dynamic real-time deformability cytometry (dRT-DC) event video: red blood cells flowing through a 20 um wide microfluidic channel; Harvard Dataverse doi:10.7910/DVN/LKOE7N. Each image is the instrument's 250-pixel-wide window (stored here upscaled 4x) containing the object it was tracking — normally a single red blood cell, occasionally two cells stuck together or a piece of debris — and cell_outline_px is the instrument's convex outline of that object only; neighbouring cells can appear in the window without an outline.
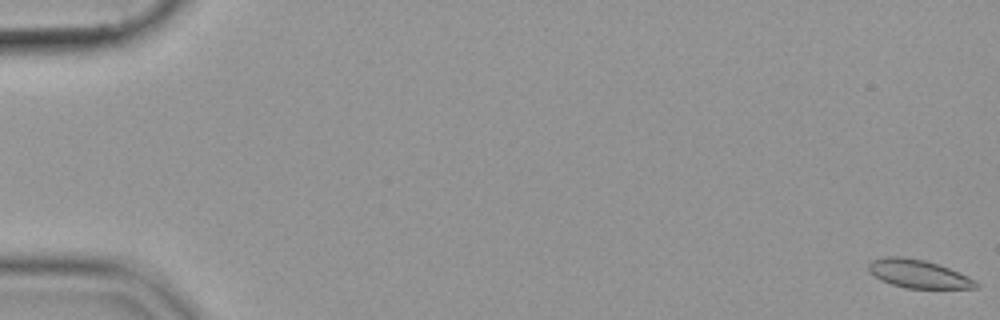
{"species": "common noctule bat (a hibernating species)", "species_latin": "Nyctalus noctula", "temperature_condition": "cold", "stored_images_in_passage": 56, "camera_frame_rate_fps": 3000, "um_per_image_px": 0.085, "animal": {"sex": "female", "body_mass_g": 19.9}, "frame": {"image": 1, "passage_image": 1, "time_ms": 0.0, "image_size_px": [1000, 320], "cell_outline_px": [[980, 288], [904, 288], [880, 280], [868, 272], [868, 264], [872, 260], [888, 256], [900, 256], [924, 260], [948, 268], [968, 276], [976, 280], [980, 284]], "centroid_in_image_um": [78.05, 23.28], "position_along_channel_um": 6.9, "area_um2": 17.69}}
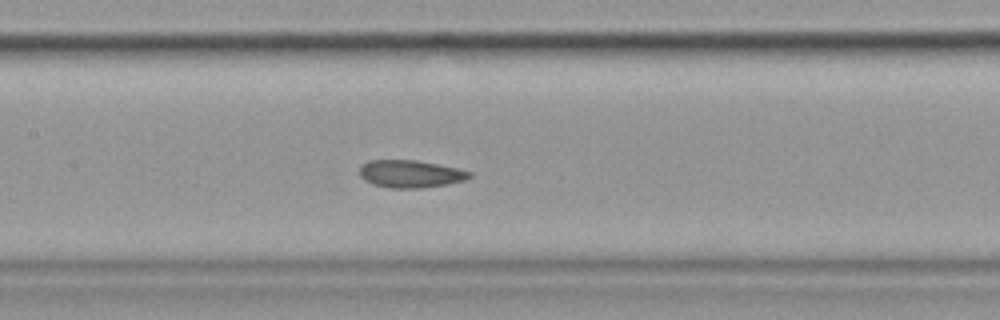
{"frame": {"image": 2, "passage_image": 28, "time_ms": 9.0, "image_size_px": [1000, 320], "cell_outline_px": [[472, 176], [468, 180], [420, 188], [388, 188], [372, 184], [364, 180], [360, 176], [360, 164], [368, 160], [416, 160], [456, 168], [472, 172]], "centroid_in_image_um": [34.86, 14.78], "position_along_channel_um": 172.5, "area_um2": 17.69}}
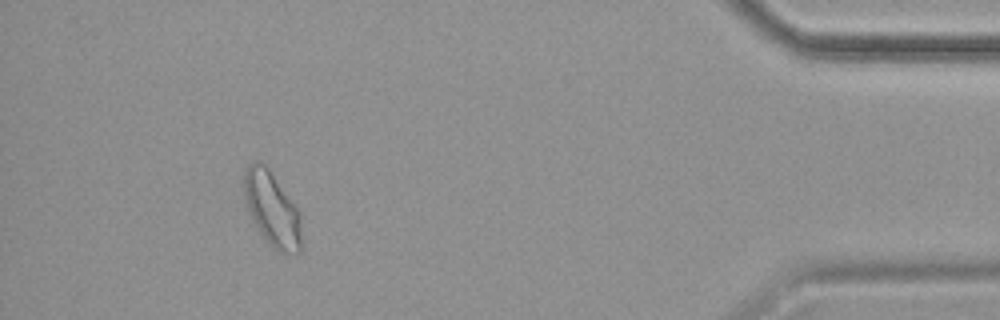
{"frame": {"image": 3, "passage_image": 52, "time_ms": 17.0, "image_size_px": [1000, 320], "cell_outline_px": [[304, 248], [300, 252], [280, 252], [272, 248], [268, 244], [252, 220], [244, 204], [244, 168], [252, 160], [260, 160], [268, 168], [300, 212]], "centroid_in_image_um": [23.13, 17.78], "position_along_channel_um": 412.1, "area_um2": 25.49}}